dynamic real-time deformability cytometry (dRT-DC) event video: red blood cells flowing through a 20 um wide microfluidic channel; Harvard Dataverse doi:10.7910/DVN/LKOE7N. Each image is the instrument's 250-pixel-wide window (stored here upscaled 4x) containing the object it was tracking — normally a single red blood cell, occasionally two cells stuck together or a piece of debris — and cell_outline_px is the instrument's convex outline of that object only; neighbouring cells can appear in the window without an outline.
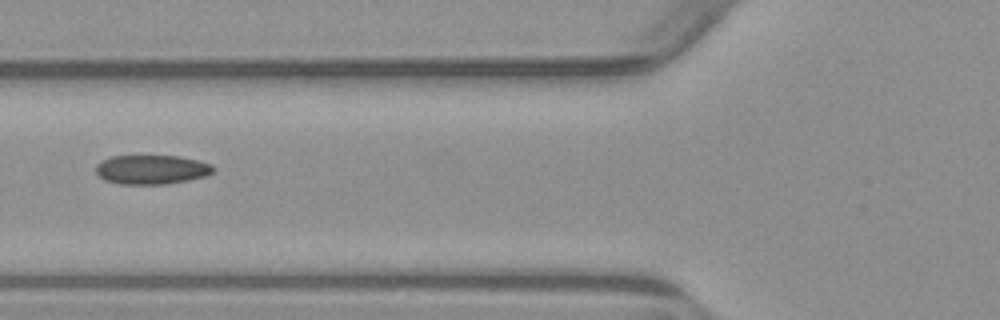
{"species": "common noctule bat (a hibernating species)", "species_latin": "Nyctalus noctula", "temperature_condition": "warm", "stored_images_in_passage": 6, "camera_frame_rate_fps": 3000, "um_per_image_px": 0.085, "animal": {"sex": "male", "body_mass_g": 23.1, "forearm_length_mm": 52.7}, "frame": {"image": 1, "passage_image": 6, "time_ms": 6.667, "image_size_px": [1000, 320], "cell_outline_px": [[216, 172], [208, 176], [168, 184], [116, 184], [104, 180], [96, 172], [96, 164], [112, 156], [180, 156], [212, 164], [216, 168]], "centroid_in_image_um": [12.94, 14.42], "position_along_channel_um": 112.9, "area_um2": 20.23}}